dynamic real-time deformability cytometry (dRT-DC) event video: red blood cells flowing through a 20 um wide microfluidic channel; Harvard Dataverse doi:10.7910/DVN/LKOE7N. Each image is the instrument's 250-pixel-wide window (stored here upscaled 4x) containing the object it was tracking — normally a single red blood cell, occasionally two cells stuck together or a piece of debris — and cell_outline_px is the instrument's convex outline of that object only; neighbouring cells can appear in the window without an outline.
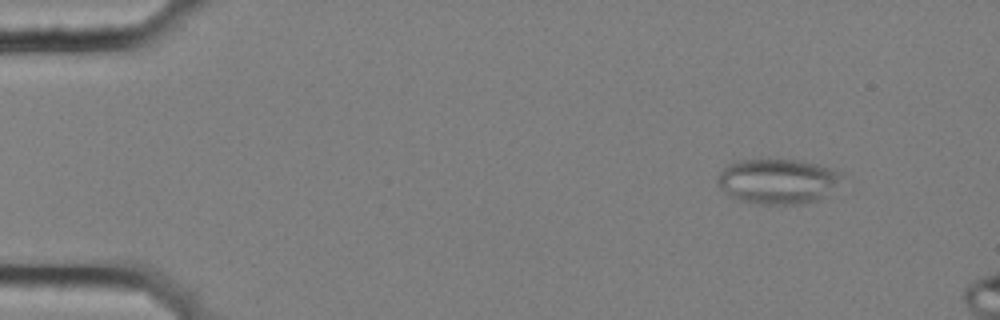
{"species": "common noctule bat (a hibernating species)", "species_latin": "Nyctalus noctula", "temperature_condition": "cold", "stored_images_in_passage": 15, "camera_frame_rate_fps": 3000, "um_per_image_px": 0.085, "animal": {"sex": "female", "body_mass_g": 25.1}, "frame": {"image": 1, "passage_image": 7, "time_ms": 2.0, "image_size_px": [1000, 320], "cell_outline_px": [[844, 172], [824, 196], [816, 200], [804, 204], [752, 204], [740, 200], [724, 192], [716, 184], [716, 176], [728, 164], [736, 160], [796, 160], [816, 164]], "centroid_in_image_um": [66.01, 15.41], "position_along_channel_um": 19.0, "area_um2": 32.37}}